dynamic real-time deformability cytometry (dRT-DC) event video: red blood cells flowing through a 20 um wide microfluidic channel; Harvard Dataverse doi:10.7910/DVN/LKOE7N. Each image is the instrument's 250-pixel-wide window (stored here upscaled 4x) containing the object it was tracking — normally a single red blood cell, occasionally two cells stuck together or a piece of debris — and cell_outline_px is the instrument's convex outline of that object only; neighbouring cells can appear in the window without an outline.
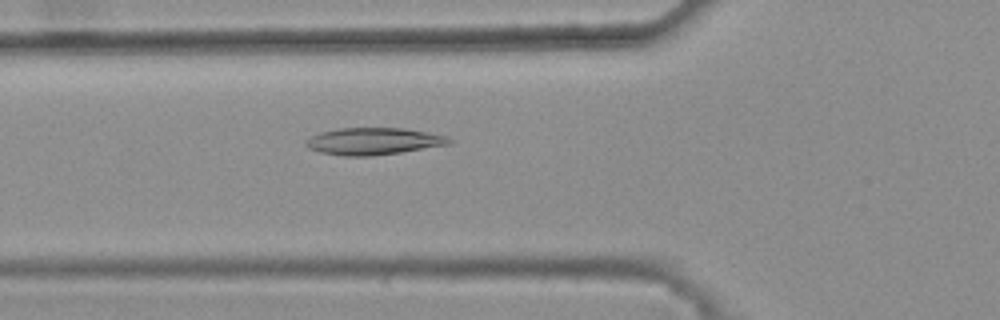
{"species": "common noctule bat (a hibernating species)", "species_latin": "Nyctalus noctula", "temperature_condition": "warm", "stored_images_in_passage": 33, "camera_frame_rate_fps": 3000, "um_per_image_px": 0.085, "animal": {"sex": "female", "body_mass_g": 25.1}, "frame": {"image": 1, "passage_image": 4, "time_ms": 1.0, "image_size_px": [1000, 320], "cell_outline_px": [[452, 144], [400, 152], [372, 156], [344, 156], [320, 152], [308, 148], [304, 144], [304, 140], [320, 132], [336, 128], [404, 128], [428, 132], [448, 136], [452, 140]], "centroid_in_image_um": [31.74, 12.0], "position_along_channel_um": 94.1, "area_um2": 22.72}}